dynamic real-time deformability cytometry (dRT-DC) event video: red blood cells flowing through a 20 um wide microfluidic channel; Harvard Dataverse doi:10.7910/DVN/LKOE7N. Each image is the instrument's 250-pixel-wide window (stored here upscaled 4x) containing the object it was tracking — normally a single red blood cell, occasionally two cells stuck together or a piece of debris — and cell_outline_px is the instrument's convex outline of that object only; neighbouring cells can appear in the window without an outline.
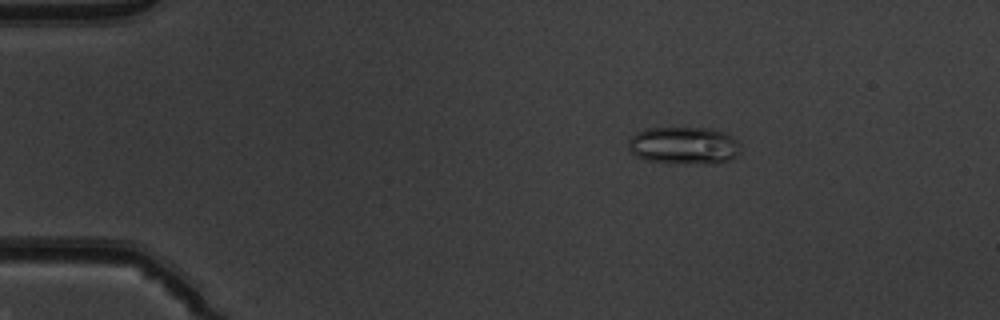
{"species": "common noctule bat (a hibernating species)", "species_latin": "Nyctalus noctula", "temperature_condition": "warm", "stored_images_in_passage": 51, "camera_frame_rate_fps": 3000, "um_per_image_px": 0.085, "animal": {"sex": "male", "body_mass_g": 19.5, "forearm_length_mm": 54.6}, "frame": {"image": 1, "passage_image": 9, "time_ms": 2.667, "image_size_px": [1000, 320], "cell_outline_px": [[740, 152], [736, 156], [728, 160], [648, 160], [636, 156], [628, 148], [628, 140], [636, 132], [648, 128], [708, 128], [724, 132], [736, 140], [740, 144]], "centroid_in_image_um": [58.09, 12.28], "position_along_channel_um": 26.9, "area_um2": 23.0}}
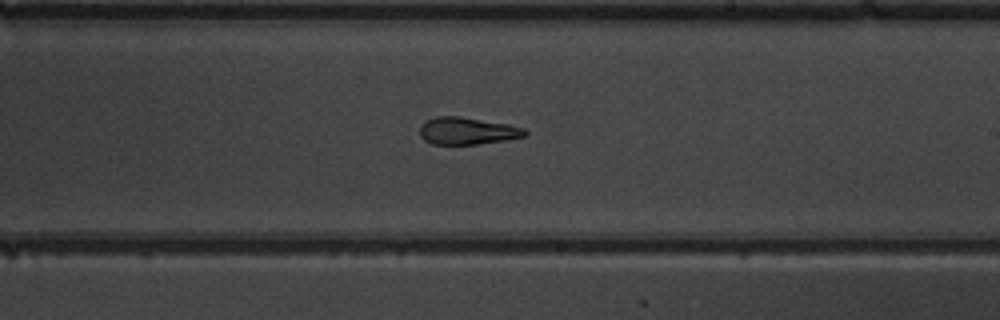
{"frame": {"image": 2, "passage_image": 31, "time_ms": 10.0, "image_size_px": [1000, 320], "cell_outline_px": [[528, 132], [524, 136], [504, 140], [476, 144], [432, 144], [424, 140], [420, 136], [420, 124], [424, 120], [436, 116], [460, 116], [508, 124], [524, 128]], "centroid_in_image_um": [39.67, 11.11], "position_along_channel_um": 249.3, "area_um2": 16.7}}
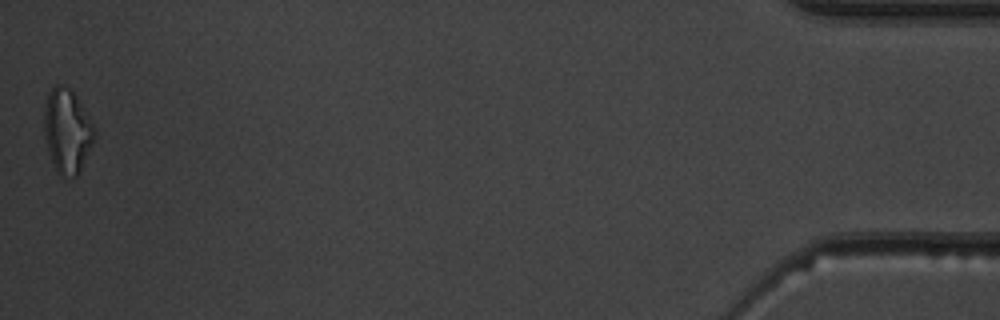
{"frame": {"image": 3, "passage_image": 51, "time_ms": 16.667, "image_size_px": [1000, 320], "cell_outline_px": [[96, 136], [80, 172], [76, 176], [60, 176], [56, 172], [52, 164], [44, 136], [44, 108], [48, 92], [56, 84], [60, 84], [68, 88], [76, 96], [96, 128]], "centroid_in_image_um": [5.71, 11.15], "position_along_channel_um": 429.5, "area_um2": 24.85}, "authors_computed_cell_mechanics": {"area_um2": 18.785, "velocity_mm_per_s": 4.0255, "shape_relaxation_time_tau1_ms": 3.8222, "shape_relaxation_time_tau2_ms": 2.2207, "deformation_change_tau1": 0.1836, "deformation_change_tau2": 0.1238}}